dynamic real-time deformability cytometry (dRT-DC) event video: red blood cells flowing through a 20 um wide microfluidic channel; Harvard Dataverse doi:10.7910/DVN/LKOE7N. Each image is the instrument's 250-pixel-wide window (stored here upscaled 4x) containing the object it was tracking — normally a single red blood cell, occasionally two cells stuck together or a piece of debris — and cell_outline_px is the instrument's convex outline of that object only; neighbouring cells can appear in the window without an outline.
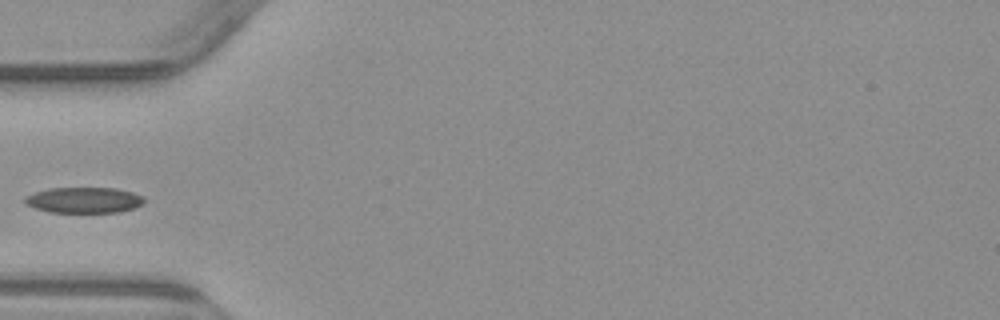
{"species": "common noctule bat (a hibernating species)", "species_latin": "Nyctalus noctula", "temperature_condition": "warm", "stored_images_in_passage": 1, "camera_frame_rate_fps": 3000, "um_per_image_px": 0.085, "animal": {"sex": "male", "body_mass_g": 23.1, "forearm_length_mm": 52.7}, "frame": {"image": 1, "passage_image": 1, "time_ms": 0.0, "image_size_px": [1000, 320], "cell_outline_px": [[144, 204], [136, 208], [120, 212], [48, 212], [24, 204], [24, 196], [48, 188], [116, 188], [132, 192], [144, 196]], "centroid_in_image_um": [7.16, 17.01], "position_along_channel_um": 77.8, "area_um2": 18.09}}